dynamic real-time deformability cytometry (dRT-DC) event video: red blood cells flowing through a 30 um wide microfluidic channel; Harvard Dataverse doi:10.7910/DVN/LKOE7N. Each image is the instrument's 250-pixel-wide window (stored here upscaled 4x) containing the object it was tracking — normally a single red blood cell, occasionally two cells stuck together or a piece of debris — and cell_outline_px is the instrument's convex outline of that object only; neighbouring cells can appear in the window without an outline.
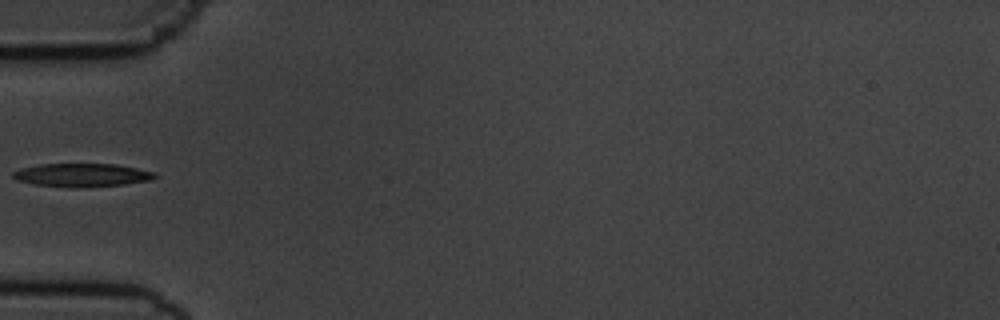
{"species": "common noctule bat (a hibernating species)", "species_latin": "Nyctalus noctula", "temperature_condition": "cold", "stored_images_in_passage": 1, "camera_frame_rate_fps": 3000, "um_per_image_px": 0.085, "animal": {"sex": "male", "body_mass_g": 19.5, "forearm_length_mm": 54.6}, "frame": {"image": 1, "passage_image": 1, "time_ms": 0.0, "image_size_px": [1000, 320], "cell_outline_px": [[160, 176], [152, 180], [124, 184], [80, 188], [72, 188], [36, 184], [16, 180], [12, 176], [12, 172], [24, 168], [40, 164], [116, 164], [156, 172]], "centroid_in_image_um": [7.03, 14.89], "position_along_channel_um": 78.0, "area_um2": 19.36}}